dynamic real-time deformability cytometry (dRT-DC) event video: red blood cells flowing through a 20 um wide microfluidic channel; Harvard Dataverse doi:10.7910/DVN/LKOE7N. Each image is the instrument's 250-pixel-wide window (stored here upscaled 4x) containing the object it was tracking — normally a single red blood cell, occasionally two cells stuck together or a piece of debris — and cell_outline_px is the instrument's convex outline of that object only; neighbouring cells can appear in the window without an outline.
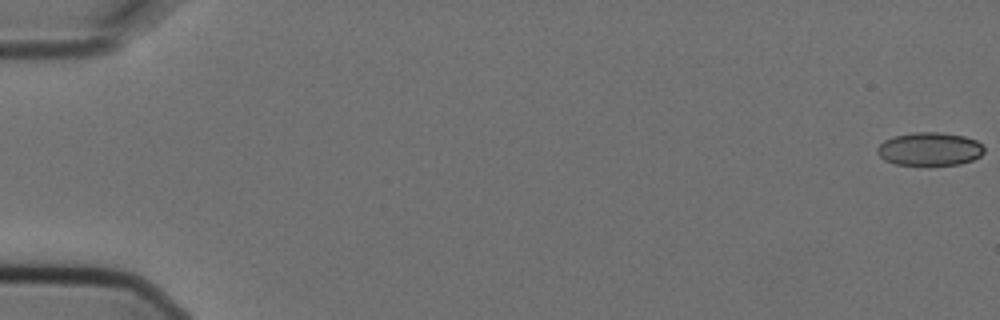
{"species": "Egyptian fruit bat (a non-hibernating species)", "species_latin": "Rousettus aegyptiacus", "temperature_condition": "cold", "stored_images_in_passage": 6, "segment_of_instrument_passage": [1, 2], "camera_frame_rate_fps": 3000, "um_per_image_px": 0.085, "animal": {"sex": "female"}, "frame": {"image": 1, "passage_image": 1, "time_ms": 0.0, "image_size_px": [1000, 320], "cell_outline_px": [[984, 152], [980, 156], [972, 160], [960, 164], [896, 164], [884, 160], [876, 152], [876, 148], [884, 140], [892, 136], [912, 132], [940, 132], [964, 136], [976, 140], [984, 148]], "centroid_in_image_um": [78.99, 12.65], "position_along_channel_um": 6.0, "area_um2": 20.63}}
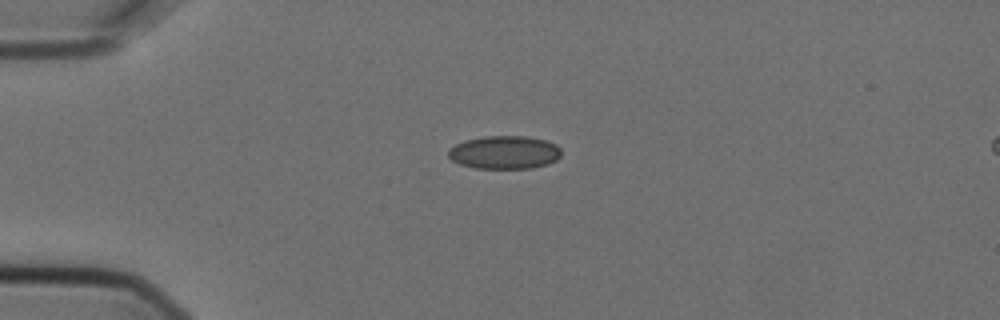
{"frame": {"image": 2, "passage_image": 5, "time_ms": 1.333, "image_size_px": [1000, 320], "cell_outline_px": [[560, 156], [556, 160], [548, 164], [532, 168], [472, 168], [460, 164], [452, 160], [448, 156], [448, 148], [464, 140], [484, 136], [528, 136], [544, 140], [556, 144], [560, 148]], "centroid_in_image_um": [42.86, 12.95], "position_along_channel_um": 42.1, "area_um2": 21.96}}